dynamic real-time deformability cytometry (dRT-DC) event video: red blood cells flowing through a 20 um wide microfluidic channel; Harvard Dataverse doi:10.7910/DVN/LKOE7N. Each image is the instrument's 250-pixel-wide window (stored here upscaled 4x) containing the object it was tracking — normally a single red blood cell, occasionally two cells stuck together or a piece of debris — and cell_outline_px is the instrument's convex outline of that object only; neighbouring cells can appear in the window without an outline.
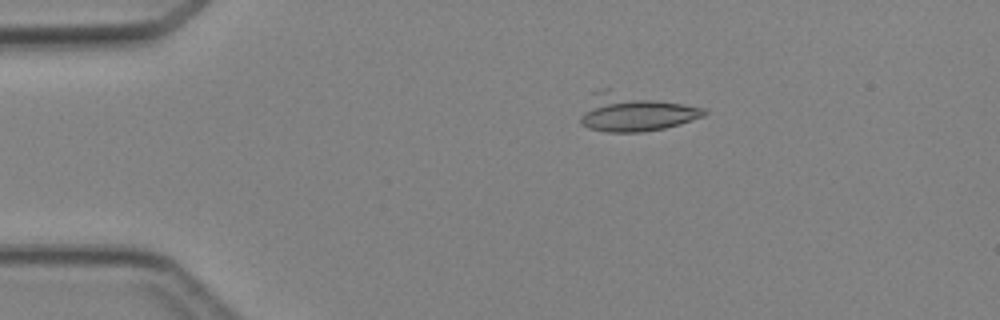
{"species": "Egyptian fruit bat (a non-hibernating species)", "species_latin": "Rousettus aegyptiacus", "temperature_condition": "cold", "stored_images_in_passage": 4, "camera_frame_rate_fps": 3000, "um_per_image_px": 0.085, "animal": {"sex": "female"}, "frame": {"image": 1, "passage_image": 3, "time_ms": 2.333, "image_size_px": [1000, 320], "cell_outline_px": [[708, 112], [704, 116], [680, 124], [664, 128], [644, 132], [608, 132], [588, 128], [580, 124], [580, 116], [592, 92], [600, 88], [608, 88], [704, 108]], "centroid_in_image_um": [53.91, 9.54], "position_along_channel_um": 31.1, "area_um2": 27.4}}
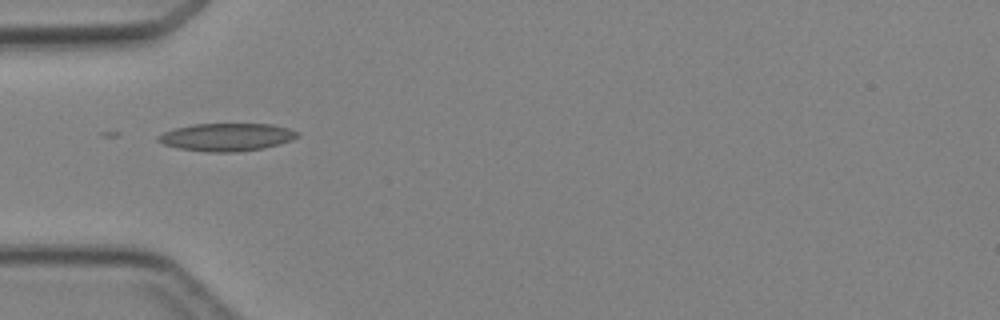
{"frame": {"image": 2, "passage_image": 4, "time_ms": 4.333, "image_size_px": [1000, 320], "cell_outline_px": [[300, 136], [292, 140], [264, 148], [236, 152], [208, 152], [180, 148], [164, 144], [156, 140], [156, 136], [164, 132], [176, 128], [192, 124], [272, 124], [288, 128], [300, 132]], "centroid_in_image_um": [19.29, 11.65], "position_along_channel_um": 65.7, "area_um2": 22.54}}